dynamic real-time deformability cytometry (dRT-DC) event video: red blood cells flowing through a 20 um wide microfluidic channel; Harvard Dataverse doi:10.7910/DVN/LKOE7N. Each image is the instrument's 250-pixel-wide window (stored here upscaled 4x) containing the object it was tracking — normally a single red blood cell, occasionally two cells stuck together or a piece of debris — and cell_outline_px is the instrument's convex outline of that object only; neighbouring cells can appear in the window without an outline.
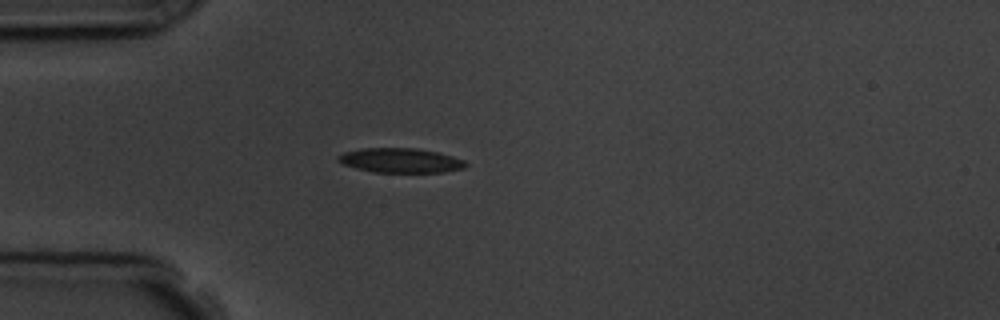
{"species": "common noctule bat (a hibernating species)", "species_latin": "Nyctalus noctula", "temperature_condition": "room temperature", "stored_images_in_passage": 1, "camera_frame_rate_fps": 3000, "um_per_image_px": 0.085, "animal": {"sex": "male", "body_mass_g": 19.5, "forearm_length_mm": 54.6}, "frame": {"image": 1, "passage_image": 1, "time_ms": 0.0, "image_size_px": [1000, 320], "cell_outline_px": [[468, 164], [464, 168], [444, 172], [372, 172], [356, 168], [344, 164], [336, 160], [336, 156], [344, 152], [360, 148], [416, 148], [436, 152], [452, 156], [464, 160]], "centroid_in_image_um": [34.02, 13.63], "position_along_channel_um": 51.0, "area_um2": 18.26}}